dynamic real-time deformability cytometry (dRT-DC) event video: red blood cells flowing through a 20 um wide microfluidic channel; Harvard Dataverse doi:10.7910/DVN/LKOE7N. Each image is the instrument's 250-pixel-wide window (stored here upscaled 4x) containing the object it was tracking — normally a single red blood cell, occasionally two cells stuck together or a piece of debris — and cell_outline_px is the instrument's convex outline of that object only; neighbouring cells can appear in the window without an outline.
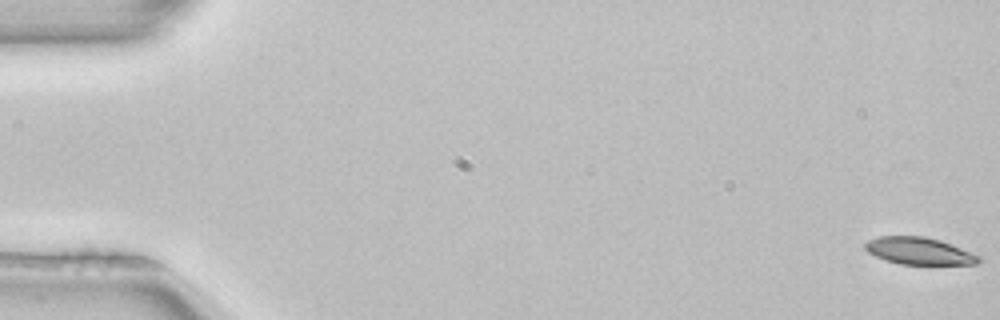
{"species": "common noctule bat (a hibernating species)", "species_latin": "Nyctalus noctula", "temperature_condition": "room temperature", "stored_images_in_passage": 52, "camera_frame_rate_fps": 3000, "um_per_image_px": 0.085, "animal": {"sex": "female", "body_mass_g": 22.7, "forearm_length_mm": 54.2}, "frame": {"image": 1, "passage_image": 1, "time_ms": 0.0, "image_size_px": [1000, 320], "cell_outline_px": [[980, 260], [976, 264], [900, 264], [884, 260], [868, 252], [864, 248], [864, 244], [868, 240], [880, 236], [924, 236], [940, 240], [980, 256]], "centroid_in_image_um": [78.08, 21.33], "position_along_channel_um": 6.9, "area_um2": 17.8}}
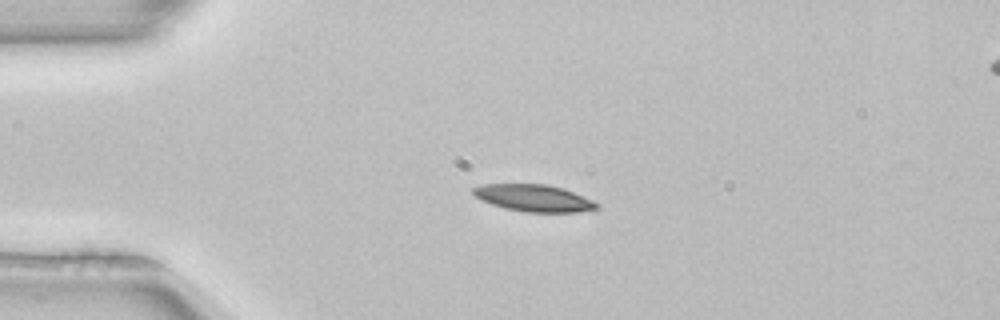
{"frame": {"image": 2, "passage_image": 13, "time_ms": 4.0, "image_size_px": [1000, 320], "cell_outline_px": [[600, 208], [576, 212], [524, 212], [504, 208], [480, 200], [472, 192], [472, 188], [484, 184], [548, 184], [572, 192], [592, 200], [600, 204]], "centroid_in_image_um": [45.36, 16.84], "position_along_channel_um": 39.6, "area_um2": 19.31}}
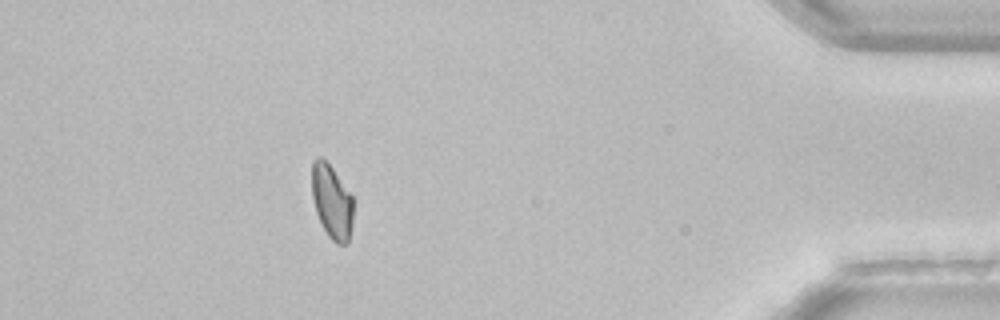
{"frame": {"image": 3, "passage_image": 47, "time_ms": 15.333, "image_size_px": [1000, 320], "cell_outline_px": [[352, 224], [348, 244], [336, 244], [328, 236], [316, 212], [312, 196], [312, 160], [316, 156], [320, 156], [332, 168], [352, 196]], "centroid_in_image_um": [28.19, 17.15], "position_along_channel_um": 407.0, "area_um2": 17.69}, "authors_computed_cell_mechanics": {"area_um2": 19.1318, "velocity_mm_per_s": 3.9866, "shape_relaxation_time_tau1_ms": 4.8424, "shape_relaxation_time_tau2_ms": null, "deformation_change_tau1": 0.1467, "deformation_change_tau2": null}}